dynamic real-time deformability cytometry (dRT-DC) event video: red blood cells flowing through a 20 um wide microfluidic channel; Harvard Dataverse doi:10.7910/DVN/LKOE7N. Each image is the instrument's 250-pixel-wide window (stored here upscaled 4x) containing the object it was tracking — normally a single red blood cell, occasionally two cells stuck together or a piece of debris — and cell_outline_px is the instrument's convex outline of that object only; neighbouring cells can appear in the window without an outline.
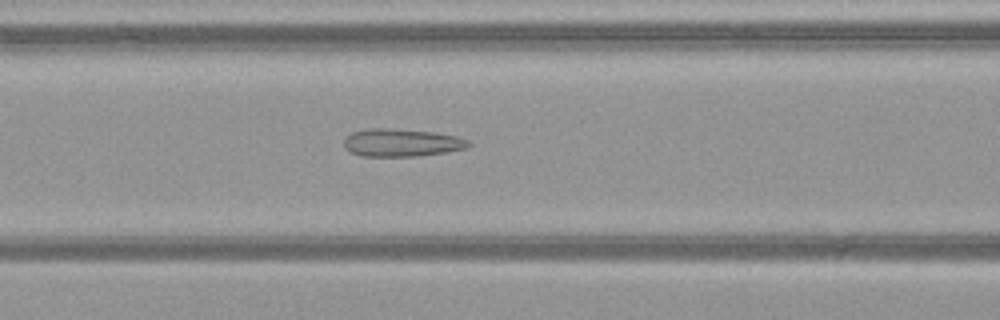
{"species": "common noctule bat (a hibernating species)", "species_latin": "Nyctalus noctula", "temperature_condition": "warm", "stored_images_in_passage": 34, "camera_frame_rate_fps": 3000, "um_per_image_px": 0.085, "animal": {"sex": "female", "body_mass_g": 21.9}, "frame": {"image": 1, "passage_image": 5, "time_ms": 1.333, "image_size_px": [1000, 320], "cell_outline_px": [[472, 144], [464, 148], [448, 152], [420, 156], [360, 156], [348, 152], [344, 148], [344, 140], [352, 132], [368, 128], [392, 128], [436, 132], [456, 136], [468, 140]], "centroid_in_image_um": [34.12, 12.13], "position_along_channel_um": 132.5, "area_um2": 20.4}}
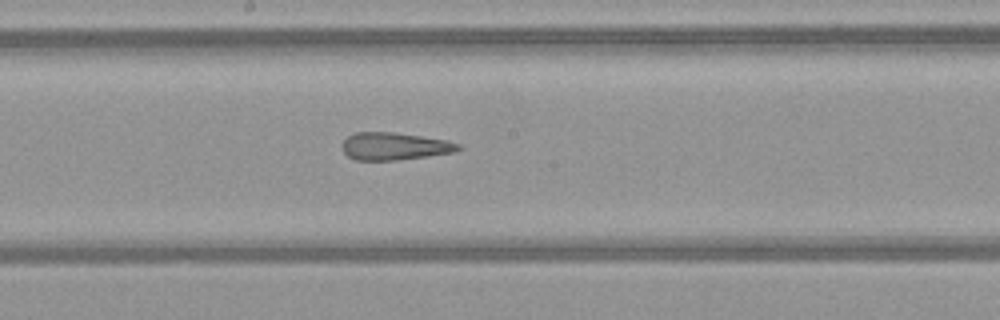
{"frame": {"image": 2, "passage_image": 11, "time_ms": 3.333, "image_size_px": [1000, 320], "cell_outline_px": [[464, 148], [456, 152], [428, 156], [396, 160], [356, 160], [348, 156], [344, 152], [340, 144], [348, 136], [356, 132], [392, 132], [420, 136], [444, 140], [460, 144]], "centroid_in_image_um": [33.53, 12.43], "position_along_channel_um": 214.7, "area_um2": 18.61}}
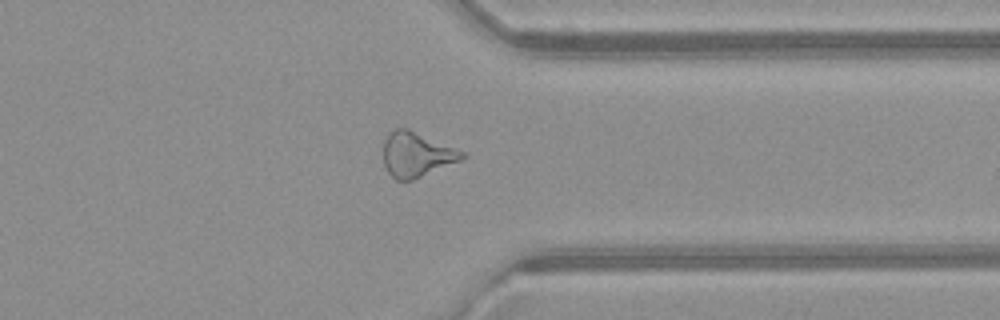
{"frame": {"image": 3, "passage_image": 23, "time_ms": 7.333, "image_size_px": [1000, 320], "cell_outline_px": [[468, 156], [460, 160], [412, 180], [396, 180], [388, 172], [384, 164], [384, 140], [388, 132], [396, 128], [408, 128], [464, 152]], "centroid_in_image_um": [35.37, 13.12], "position_along_channel_um": 376.0, "area_um2": 20.29}}